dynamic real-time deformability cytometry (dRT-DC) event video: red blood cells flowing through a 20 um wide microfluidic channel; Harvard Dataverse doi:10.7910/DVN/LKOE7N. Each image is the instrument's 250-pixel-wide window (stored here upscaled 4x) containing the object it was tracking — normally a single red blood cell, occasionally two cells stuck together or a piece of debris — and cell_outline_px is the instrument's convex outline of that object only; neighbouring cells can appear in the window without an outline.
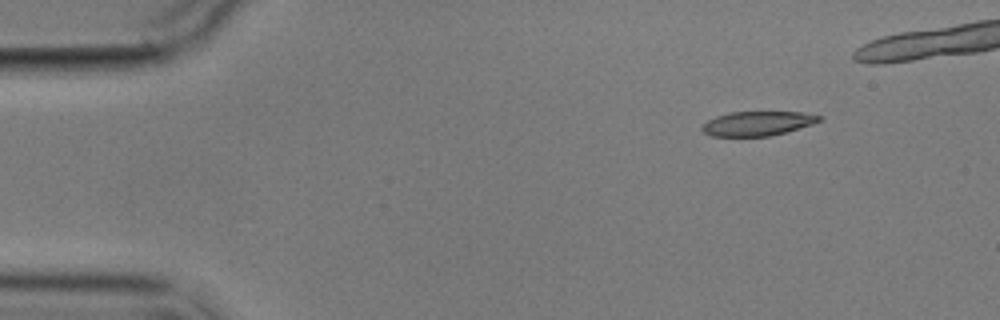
{"species": "common noctule bat (a hibernating species)", "species_latin": "Nyctalus noctula", "temperature_condition": "cold", "stored_images_in_passage": 5, "camera_frame_rate_fps": 3000, "um_per_image_px": 0.085, "animal": {"sex": "male", "body_mass_g": 17.9}, "frame": {"image": 1, "passage_image": 1, "time_ms": 0.0, "image_size_px": [1000, 320], "cell_outline_px": [[824, 116], [820, 120], [812, 124], [772, 136], [712, 136], [704, 132], [700, 128], [708, 120], [716, 116], [728, 112], [804, 112]], "centroid_in_image_um": [64.4, 10.49], "position_along_channel_um": 20.6, "area_um2": 16.65}}
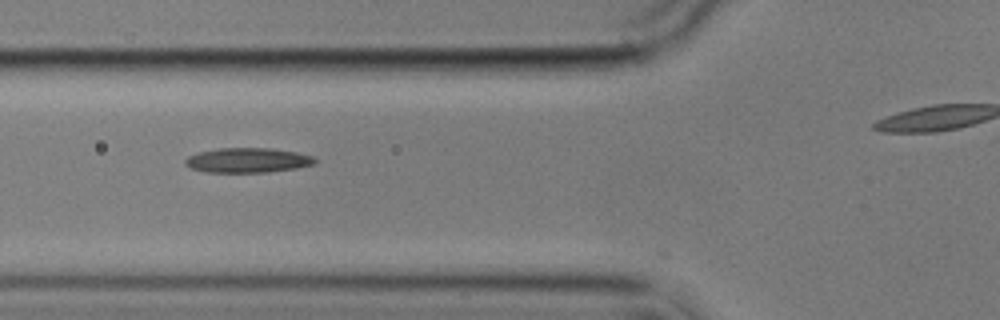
{"frame": {"image": 2, "passage_image": 5, "time_ms": 4.667, "image_size_px": [1000, 320], "cell_outline_px": [[316, 164], [296, 168], [268, 172], [204, 172], [192, 168], [184, 164], [184, 160], [188, 156], [200, 152], [220, 148], [272, 148], [296, 152], [312, 156], [316, 160]], "centroid_in_image_um": [21.06, 13.62], "position_along_channel_um": 104.7, "area_um2": 18.67}}